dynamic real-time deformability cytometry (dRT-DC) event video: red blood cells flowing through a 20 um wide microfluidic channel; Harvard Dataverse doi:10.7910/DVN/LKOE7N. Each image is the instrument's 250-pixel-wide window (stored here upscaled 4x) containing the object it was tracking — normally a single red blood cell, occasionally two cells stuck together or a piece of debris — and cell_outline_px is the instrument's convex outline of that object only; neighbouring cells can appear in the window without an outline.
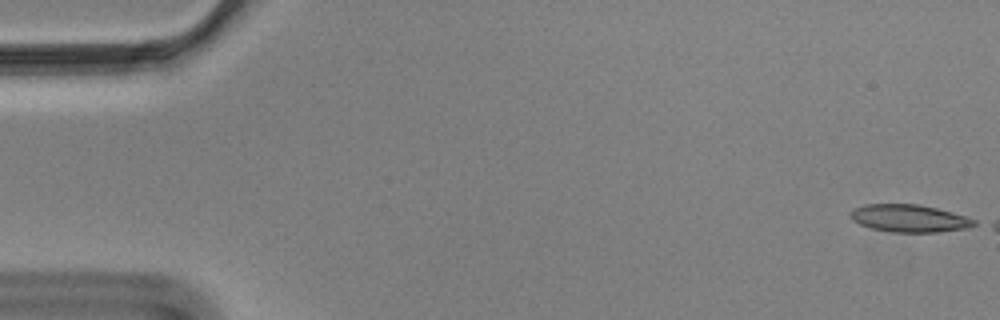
{"species": "Egyptian fruit bat (a non-hibernating species)", "species_latin": "Rousettus aegyptiacus", "temperature_condition": "cold", "stored_images_in_passage": 17, "camera_frame_rate_fps": 3000, "um_per_image_px": 0.085, "animal": {"sex": "male"}, "frame": {"image": 1, "passage_image": 1, "time_ms": 0.0, "image_size_px": [1000, 320], "cell_outline_px": [[976, 224], [968, 228], [936, 232], [892, 232], [872, 228], [860, 224], [852, 220], [848, 216], [848, 212], [852, 208], [864, 204], [920, 204], [952, 212], [976, 220]], "centroid_in_image_um": [77.23, 18.55], "position_along_channel_um": 7.8, "area_um2": 19.94}}